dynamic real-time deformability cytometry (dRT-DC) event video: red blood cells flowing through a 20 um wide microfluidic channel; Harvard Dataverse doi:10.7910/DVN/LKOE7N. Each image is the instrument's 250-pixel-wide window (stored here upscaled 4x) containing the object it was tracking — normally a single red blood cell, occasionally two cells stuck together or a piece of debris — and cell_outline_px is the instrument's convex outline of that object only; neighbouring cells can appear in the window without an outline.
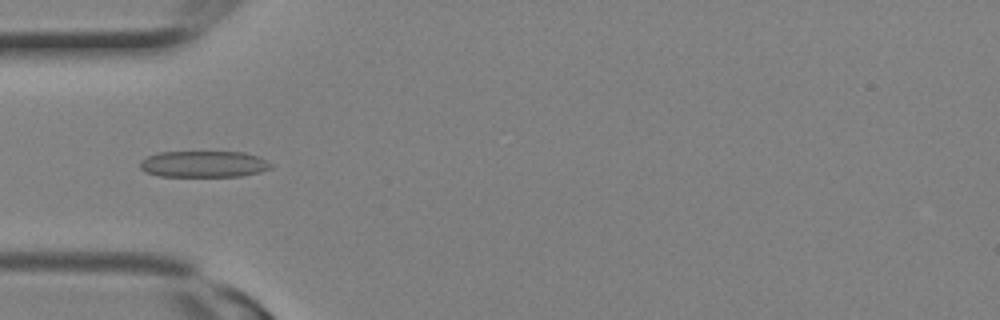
{"species": "Egyptian fruit bat (a non-hibernating species)", "species_latin": "Rousettus aegyptiacus", "temperature_condition": "room temperature", "stored_images_in_passage": 11, "camera_frame_rate_fps": 3000, "um_per_image_px": 0.085, "animal": {"sex": "female"}, "frame": {"image": 1, "passage_image": 5, "time_ms": 1.333, "image_size_px": [1000, 320], "cell_outline_px": [[272, 168], [260, 172], [240, 176], [160, 176], [148, 172], [140, 168], [140, 160], [156, 152], [244, 152], [260, 156], [272, 164]], "centroid_in_image_um": [17.34, 13.94], "position_along_channel_um": 67.7, "area_um2": 20.17}}
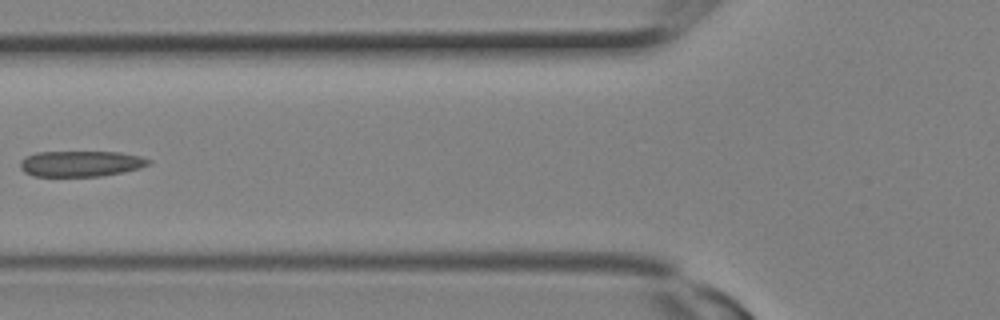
{"frame": {"image": 2, "passage_image": 7, "time_ms": 2.0, "image_size_px": [1000, 320], "cell_outline_px": [[152, 164], [140, 168], [124, 172], [100, 176], [32, 176], [24, 172], [20, 168], [20, 160], [24, 156], [36, 152], [120, 152], [140, 156], [152, 160]], "centroid_in_image_um": [6.87, 13.91], "position_along_channel_um": 118.9, "area_um2": 19.54}}
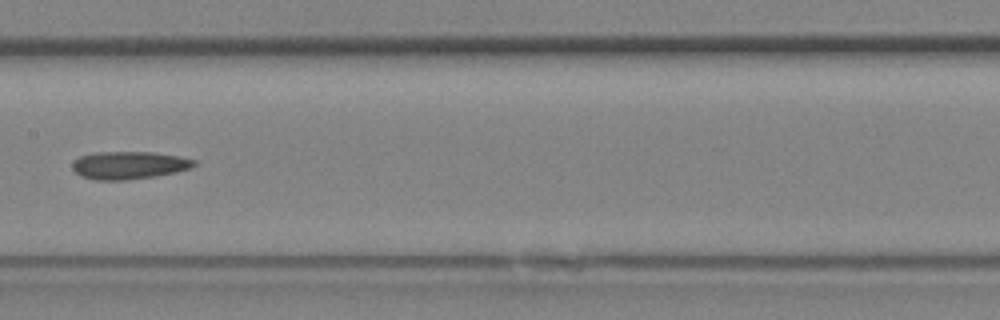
{"frame": {"image": 3, "passage_image": 10, "time_ms": 3.0, "image_size_px": [1000, 320], "cell_outline_px": [[196, 164], [188, 168], [176, 172], [156, 176], [124, 180], [96, 180], [80, 176], [72, 168], [72, 164], [80, 156], [96, 152], [152, 152], [180, 156], [196, 160]], "centroid_in_image_um": [10.96, 14.04], "position_along_channel_um": 196.4, "area_um2": 19.59}}